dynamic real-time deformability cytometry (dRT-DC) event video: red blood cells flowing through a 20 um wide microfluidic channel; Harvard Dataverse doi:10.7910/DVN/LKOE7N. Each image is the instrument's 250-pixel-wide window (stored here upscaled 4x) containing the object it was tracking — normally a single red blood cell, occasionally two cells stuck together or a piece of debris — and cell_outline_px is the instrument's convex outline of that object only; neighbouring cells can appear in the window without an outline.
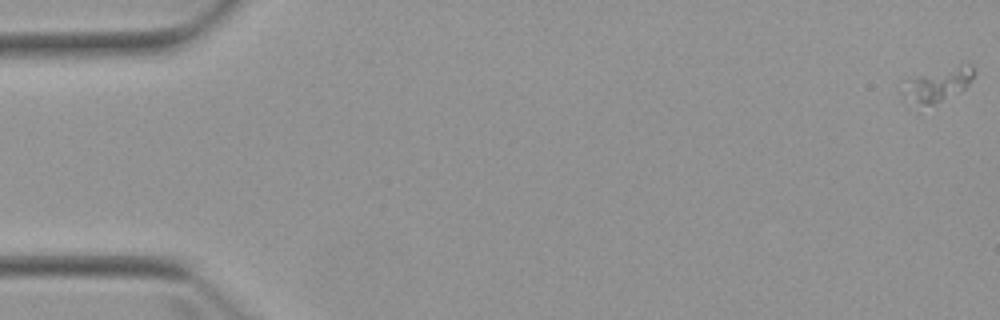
{"species": "Egyptian fruit bat (a non-hibernating species)", "species_latin": "Rousettus aegyptiacus", "temperature_condition": "warm", "stored_images_in_passage": 6, "camera_frame_rate_fps": 3000, "um_per_image_px": 0.085, "animal": {"sex": "female"}, "frame": {"image": 1, "passage_image": 1, "time_ms": 0.0, "image_size_px": [1000, 320], "cell_outline_px": [[976, 72], [968, 84], [960, 92], [916, 112], [900, 100], [900, 92], [908, 80], [920, 76], [960, 64], [972, 64]], "centroid_in_image_um": [79.57, 7.34], "position_along_channel_um": 5.4, "area_um2": 14.8}}
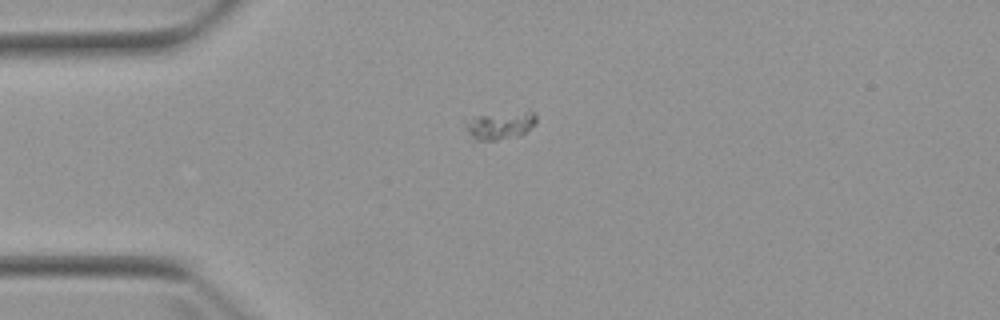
{"frame": {"image": 2, "passage_image": 5, "time_ms": 4.333, "image_size_px": [1000, 320], "cell_outline_px": [[536, 124], [520, 136], [472, 144], [468, 132], [468, 124], [480, 116], [524, 112], [532, 112], [536, 116]], "centroid_in_image_um": [42.53, 10.76], "position_along_channel_um": 42.5, "area_um2": 11.16}}
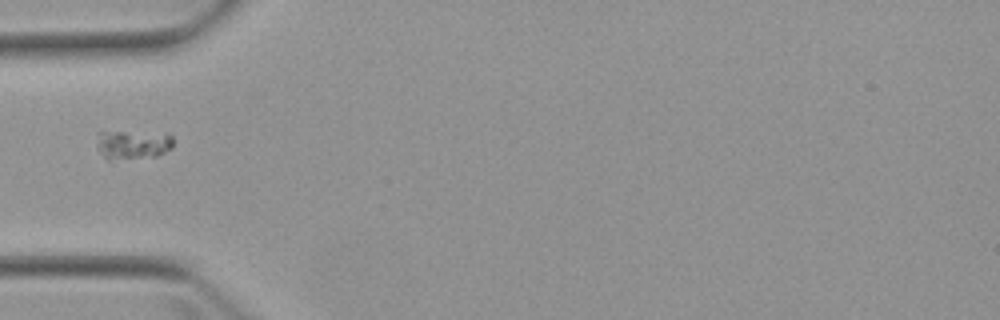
{"frame": {"image": 3, "passage_image": 6, "time_ms": 5.667, "image_size_px": [1000, 320], "cell_outline_px": [[172, 148], [156, 156], [108, 160], [96, 148], [96, 132], [100, 128], [168, 132], [172, 136]], "centroid_in_image_um": [11.21, 12.18], "position_along_channel_um": 73.8, "area_um2": 14.22}}